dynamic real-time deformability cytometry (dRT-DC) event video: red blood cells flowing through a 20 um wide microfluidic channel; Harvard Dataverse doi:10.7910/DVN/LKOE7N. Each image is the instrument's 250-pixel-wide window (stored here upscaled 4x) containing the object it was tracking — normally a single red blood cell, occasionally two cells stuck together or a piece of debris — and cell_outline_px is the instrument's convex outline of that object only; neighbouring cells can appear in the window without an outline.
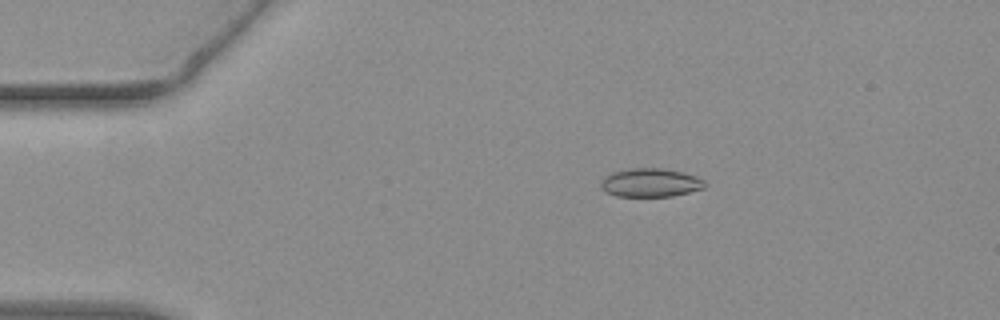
{"species": "common noctule bat (a hibernating species)", "species_latin": "Nyctalus noctula", "temperature_condition": "warm", "stored_images_in_passage": 49, "camera_frame_rate_fps": 3000, "um_per_image_px": 0.085, "animal": {"sex": "female", "body_mass_g": 19.3, "forearm_length_mm": 54.1}, "frame": {"image": 1, "passage_image": 5, "time_ms": 1.333, "image_size_px": [1000, 320], "cell_outline_px": [[708, 184], [704, 188], [672, 196], [616, 196], [604, 192], [600, 188], [600, 180], [604, 176], [612, 172], [628, 168], [664, 168], [684, 172], [696, 176], [704, 180]], "centroid_in_image_um": [55.26, 15.52], "position_along_channel_um": 29.7, "area_um2": 17.63}}
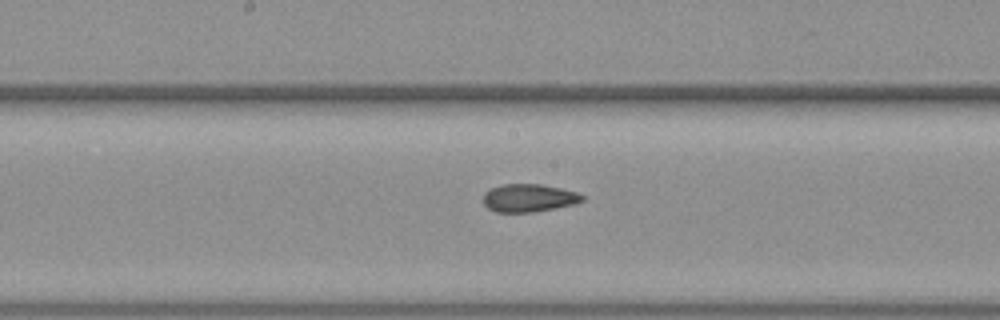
{"frame": {"image": 2, "passage_image": 23, "time_ms": 7.333, "image_size_px": [1000, 320], "cell_outline_px": [[584, 200], [576, 204], [556, 208], [532, 212], [496, 212], [488, 208], [484, 204], [484, 192], [500, 184], [540, 184], [560, 188], [576, 192], [584, 196]], "centroid_in_image_um": [44.95, 16.83], "position_along_channel_um": 203.2, "area_um2": 16.13}}
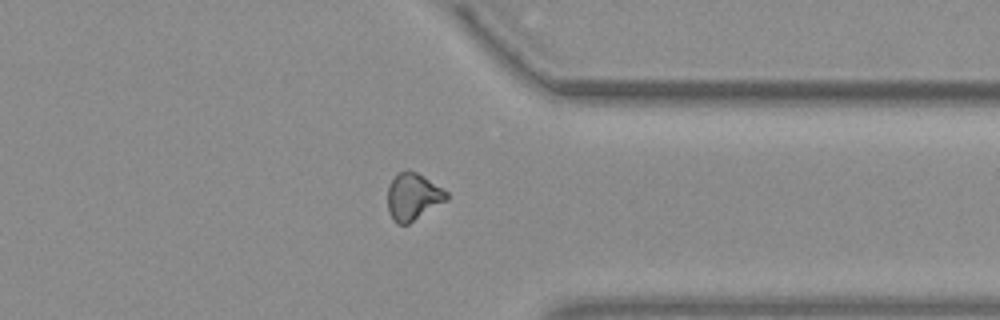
{"frame": {"image": 3, "passage_image": 37, "time_ms": 12.0, "image_size_px": [1000, 320], "cell_outline_px": [[448, 200], [408, 224], [396, 224], [392, 220], [388, 212], [388, 188], [396, 172], [416, 172], [448, 192]], "centroid_in_image_um": [35.1, 16.75], "position_along_channel_um": 376.3, "area_um2": 16.01}, "authors_computed_cell_mechanics": {"area_um2": 16.3574, "velocity_mm_per_s": 3.818, "shape_relaxation_time_tau1_ms": 7.2947, "shape_relaxation_time_tau2_ms": 2.0232, "deformation_change_tau1": 0.1539, "deformation_change_tau2": 0.0876}}